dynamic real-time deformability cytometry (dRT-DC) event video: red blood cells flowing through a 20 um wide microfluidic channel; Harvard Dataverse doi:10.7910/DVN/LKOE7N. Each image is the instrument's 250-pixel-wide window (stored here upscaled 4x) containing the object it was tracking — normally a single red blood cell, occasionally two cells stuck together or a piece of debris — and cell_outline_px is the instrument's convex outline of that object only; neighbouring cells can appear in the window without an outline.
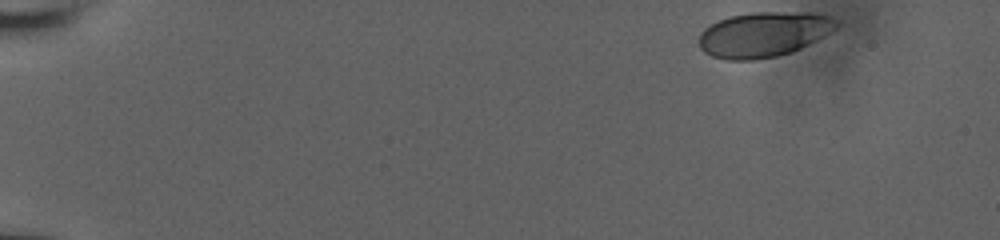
{"species": "human", "species_latin": "Homo sapiens", "temperature_condition": "room temperature", "stored_images_in_passage": 45, "camera_frame_rate_fps": 3000, "um_per_image_px": 0.085, "donor": {"sex": "male"}, "frame": {"image": 1, "passage_image": 1, "time_ms": 0.0, "image_size_px": [1000, 240], "cell_outline_px": [[840, 24], [836, 28], [824, 36], [792, 52], [776, 56], [752, 60], [728, 60], [712, 56], [704, 52], [700, 48], [700, 32], [704, 28], [716, 20], [728, 16], [752, 12], [812, 12], [828, 16], [836, 20]], "centroid_in_image_um": [64.89, 2.91], "position_along_channel_um": 20.1, "area_um2": 36.24}}
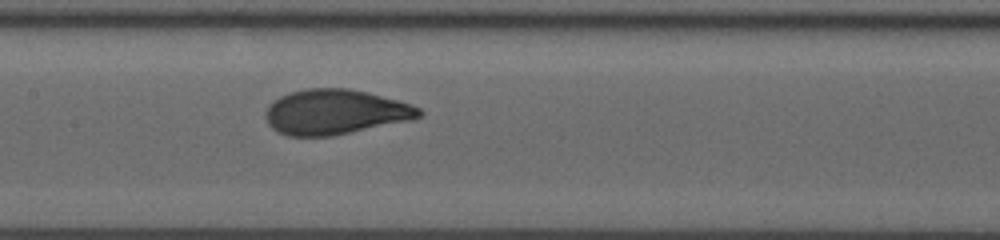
{"frame": {"image": 2, "passage_image": 25, "time_ms": 8.0, "image_size_px": [1000, 240], "cell_outline_px": [[424, 112], [416, 120], [332, 136], [288, 136], [276, 132], [268, 124], [268, 104], [272, 100], [280, 96], [304, 88], [348, 88], [368, 92], [412, 104], [420, 108]], "centroid_in_image_um": [28.55, 9.52], "position_along_channel_um": 178.9, "area_um2": 40.63}}
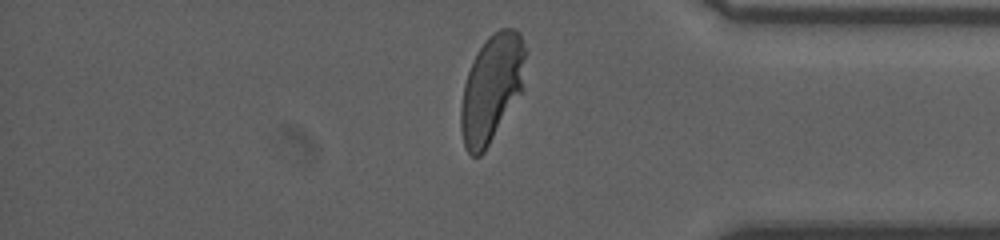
{"frame": {"image": 3, "passage_image": 43, "time_ms": 14.0, "image_size_px": [1000, 240], "cell_outline_px": [[528, 52], [524, 88], [484, 152], [480, 156], [472, 156], [464, 148], [460, 128], [460, 108], [464, 84], [472, 60], [484, 40], [488, 36], [500, 28], [512, 28], [520, 32]], "centroid_in_image_um": [41.82, 7.47], "position_along_channel_um": 393.4, "area_um2": 41.21}, "authors_computed_cell_mechanics": {"area_um2": 39.882, "velocity_mm_per_s": 3.8063, "shape_relaxation_time_tau1_ms": 3.4766, "shape_relaxation_time_tau2_ms": null, "deformation_change_tau1": 0.1676, "deformation_change_tau2": null}}